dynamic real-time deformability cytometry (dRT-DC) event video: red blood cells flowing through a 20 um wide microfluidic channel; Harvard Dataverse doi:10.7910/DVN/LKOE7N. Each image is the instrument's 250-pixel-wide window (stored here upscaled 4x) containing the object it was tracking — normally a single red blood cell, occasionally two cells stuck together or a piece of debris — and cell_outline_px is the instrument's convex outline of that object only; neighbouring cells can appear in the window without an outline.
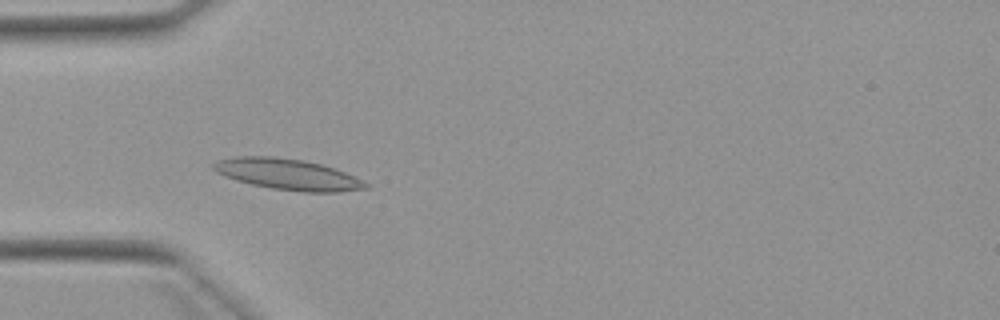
{"species": "Egyptian fruit bat (a non-hibernating species)", "species_latin": "Rousettus aegyptiacus", "temperature_condition": "warm", "stored_images_in_passage": 6, "camera_frame_rate_fps": 3000, "um_per_image_px": 0.085, "animal": {"sex": "female"}, "frame": {"image": 1, "passage_image": 2, "time_ms": 4.667, "image_size_px": [1000, 320], "cell_outline_px": [[368, 188], [340, 192], [304, 192], [272, 188], [252, 184], [236, 180], [224, 176], [216, 172], [212, 168], [212, 164], [216, 160], [236, 156], [272, 156], [304, 160], [320, 164], [344, 172], [364, 180], [368, 184]], "centroid_in_image_um": [24.43, 14.81], "position_along_channel_um": 60.6, "area_um2": 27.46}}
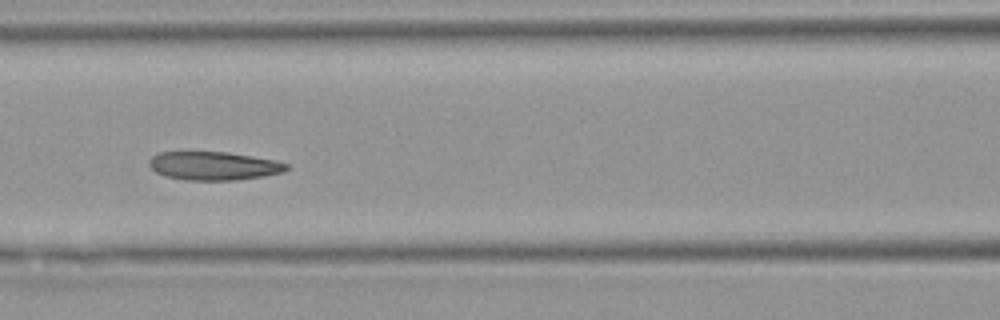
{"frame": {"image": 2, "passage_image": 4, "time_ms": 7.0, "image_size_px": [1000, 320], "cell_outline_px": [[288, 168], [284, 172], [264, 176], [236, 180], [184, 180], [164, 176], [156, 172], [148, 164], [148, 160], [152, 156], [160, 152], [228, 152], [276, 160], [288, 164]], "centroid_in_image_um": [18.16, 14.1], "position_along_channel_um": 148.4, "area_um2": 22.89}}
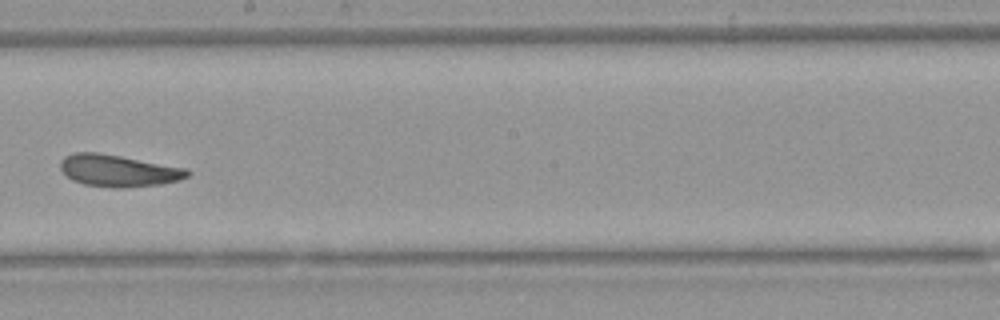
{"frame": {"image": 3, "passage_image": 6, "time_ms": 9.333, "image_size_px": [1000, 320], "cell_outline_px": [[192, 172], [188, 176], [180, 180], [160, 184], [128, 188], [116, 188], [84, 184], [72, 180], [60, 168], [60, 160], [64, 156], [72, 152], [100, 152], [188, 168]], "centroid_in_image_um": [10.08, 14.5], "position_along_channel_um": 238.1, "area_um2": 23.93}}